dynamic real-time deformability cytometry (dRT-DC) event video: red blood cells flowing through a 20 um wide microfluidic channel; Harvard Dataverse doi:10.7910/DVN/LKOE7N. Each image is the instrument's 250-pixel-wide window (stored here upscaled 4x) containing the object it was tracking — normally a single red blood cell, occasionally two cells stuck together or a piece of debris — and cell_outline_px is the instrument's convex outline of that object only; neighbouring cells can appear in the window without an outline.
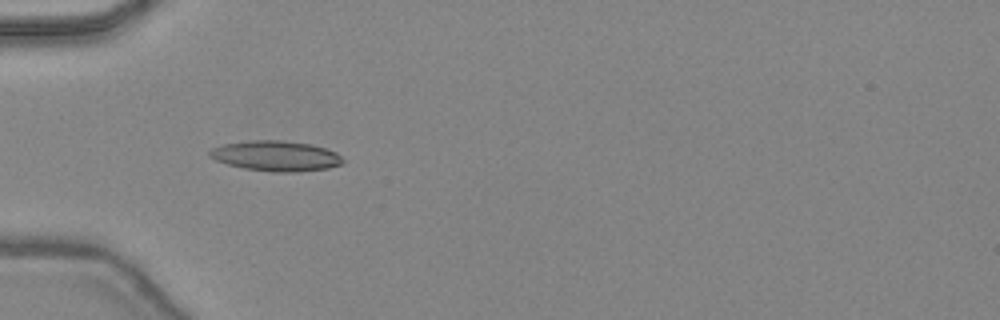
{"species": "common noctule bat (a hibernating species)", "species_latin": "Nyctalus noctula", "temperature_condition": "warm", "stored_images_in_passage": 45, "camera_frame_rate_fps": 3000, "um_per_image_px": 0.085, "animal": {"sex": "female", "body_mass_g": 24.6, "forearm_length_mm": 56.2}, "frame": {"image": 1, "passage_image": 14, "time_ms": 4.333, "image_size_px": [1000, 320], "cell_outline_px": [[344, 160], [340, 164], [328, 168], [296, 172], [272, 172], [244, 168], [228, 164], [216, 160], [208, 156], [208, 152], [212, 148], [224, 144], [252, 140], [280, 140], [312, 144], [336, 152]], "centroid_in_image_um": [23.44, 13.25], "position_along_channel_um": 61.6, "area_um2": 23.41}}
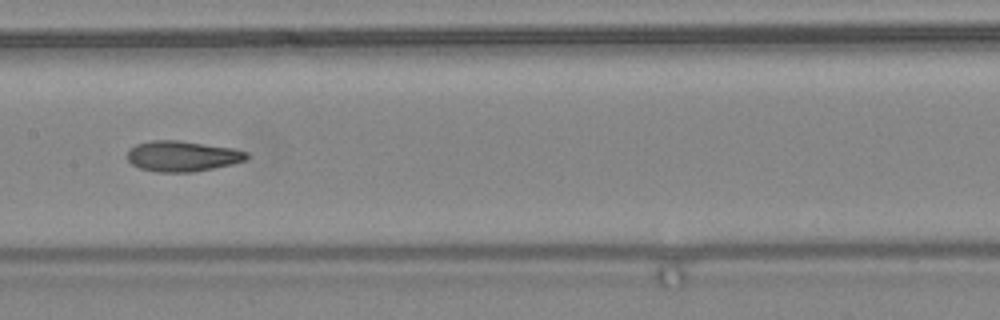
{"frame": {"image": 2, "passage_image": 23, "time_ms": 7.333, "image_size_px": [1000, 320], "cell_outline_px": [[248, 156], [244, 160], [232, 164], [192, 172], [156, 172], [140, 168], [132, 164], [128, 160], [128, 148], [136, 144], [152, 140], [180, 140], [232, 148], [248, 152]], "centroid_in_image_um": [15.47, 13.26], "position_along_channel_um": 191.9, "area_um2": 21.21}}
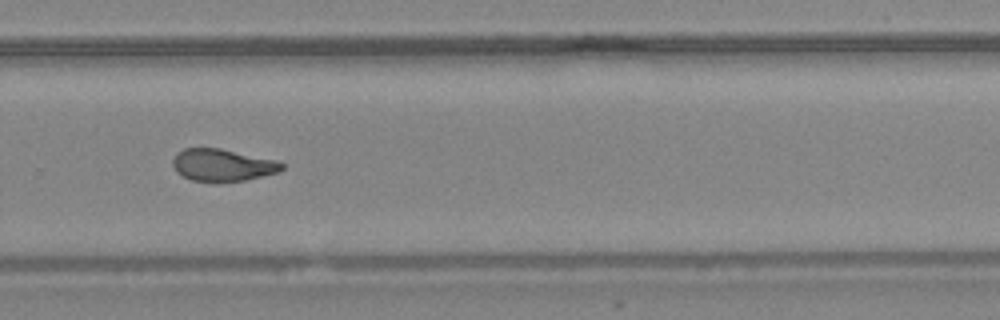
{"frame": {"image": 3, "passage_image": 31, "time_ms": 10.0, "image_size_px": [1000, 320], "cell_outline_px": [[284, 168], [280, 172], [244, 180], [216, 184], [192, 180], [176, 172], [172, 164], [172, 160], [176, 152], [184, 148], [220, 148], [276, 160], [284, 164]], "centroid_in_image_um": [18.89, 14.05], "position_along_channel_um": 310.9, "area_um2": 20.92}, "authors_computed_cell_mechanics": {"area_um2": 21.097, "velocity_mm_per_s": 4.4977, "shape_relaxation_time_tau1_ms": 7.6731, "shape_relaxation_time_tau2_ms": 2.6901, "deformation_change_tau1": 0.2374, "deformation_change_tau2": 0.0968}}